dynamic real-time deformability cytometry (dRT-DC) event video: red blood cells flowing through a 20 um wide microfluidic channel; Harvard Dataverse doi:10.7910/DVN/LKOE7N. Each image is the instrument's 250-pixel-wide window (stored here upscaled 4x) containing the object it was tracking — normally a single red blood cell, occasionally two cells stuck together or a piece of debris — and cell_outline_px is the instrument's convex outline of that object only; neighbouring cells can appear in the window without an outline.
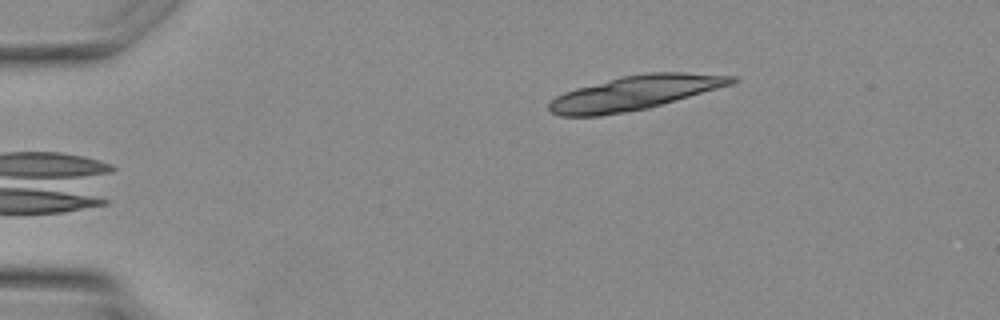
{"species": "Egyptian fruit bat (a non-hibernating species)", "species_latin": "Rousettus aegyptiacus", "temperature_condition": "warm", "stored_images_in_passage": 2, "camera_frame_rate_fps": 3000, "um_per_image_px": 0.085, "animal": {"sex": "female"}, "frame": {"image": 1, "passage_image": 2, "time_ms": 1.0, "image_size_px": [1000, 320], "cell_outline_px": [[740, 80], [732, 84], [648, 108], [600, 116], [560, 116], [552, 112], [548, 108], [548, 104], [556, 96], [564, 92], [576, 88], [620, 76], [648, 72], [684, 72], [736, 76]], "centroid_in_image_um": [53.96, 7.88], "position_along_channel_um": 31.0, "area_um2": 36.3}}